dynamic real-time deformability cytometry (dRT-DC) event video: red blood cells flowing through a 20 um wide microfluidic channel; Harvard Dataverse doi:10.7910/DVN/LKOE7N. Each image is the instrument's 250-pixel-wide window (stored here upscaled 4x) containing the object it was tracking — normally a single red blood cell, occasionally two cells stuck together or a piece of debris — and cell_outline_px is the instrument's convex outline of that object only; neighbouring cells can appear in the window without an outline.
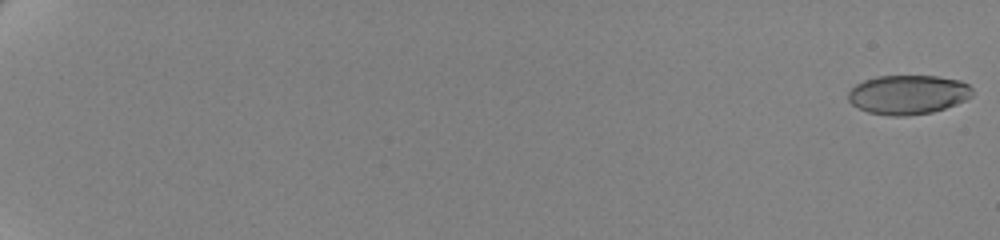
{"species": "human", "species_latin": "Homo sapiens", "temperature_condition": "cold", "stored_images_in_passage": 62, "camera_frame_rate_fps": 3000, "um_per_image_px": 0.085, "donor": {"sex": "female"}, "frame": {"image": 1, "passage_image": 1, "time_ms": 0.0, "image_size_px": [1000, 240], "cell_outline_px": [[972, 96], [956, 104], [932, 112], [904, 116], [892, 116], [868, 112], [852, 104], [848, 100], [848, 92], [856, 84], [864, 80], [876, 76], [936, 76], [960, 80], [968, 84], [972, 88]], "centroid_in_image_um": [77.18, 8.03], "position_along_channel_um": 7.8, "area_um2": 28.32}}
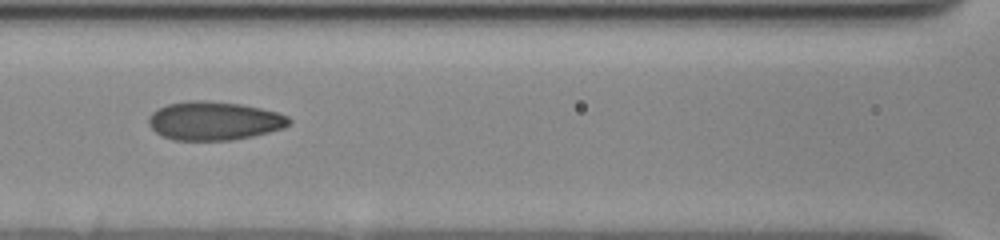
{"frame": {"image": 2, "passage_image": 33, "time_ms": 10.667, "image_size_px": [1000, 240], "cell_outline_px": [[292, 124], [284, 128], [252, 136], [232, 140], [172, 140], [156, 132], [148, 124], [148, 116], [152, 112], [168, 104], [188, 100], [204, 100], [240, 104], [260, 108], [276, 112], [288, 116], [292, 120]], "centroid_in_image_um": [18.21, 10.27], "position_along_channel_um": 148.4, "area_um2": 31.62}}
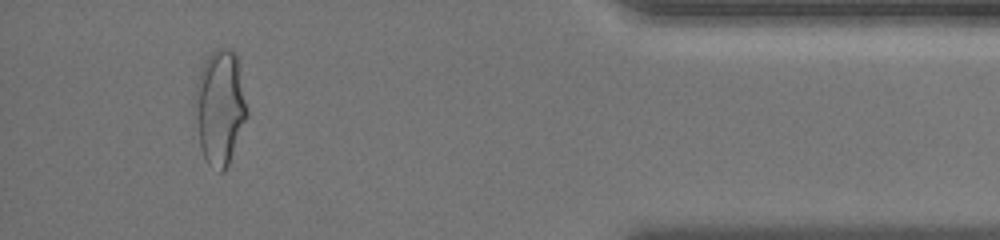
{"frame": {"image": 3, "passage_image": 59, "time_ms": 19.333, "image_size_px": [1000, 240], "cell_outline_px": [[248, 116], [228, 164], [224, 172], [220, 172], [208, 164], [200, 148], [192, 108], [192, 100], [196, 84], [204, 60], [216, 48], [228, 48], [236, 52], [240, 60], [248, 112]], "centroid_in_image_um": [18.68, 9.07], "position_along_channel_um": 416.5, "area_um2": 35.89}, "authors_computed_cell_mechanics": {"area_um2": 30.345, "velocity_mm_per_s": 3.5097, "shape_relaxation_time_tau1_ms": 6.965, "shape_relaxation_time_tau2_ms": 1.1462, "deformation_change_tau1": 0.1808, "deformation_change_tau2": 0.0714}}